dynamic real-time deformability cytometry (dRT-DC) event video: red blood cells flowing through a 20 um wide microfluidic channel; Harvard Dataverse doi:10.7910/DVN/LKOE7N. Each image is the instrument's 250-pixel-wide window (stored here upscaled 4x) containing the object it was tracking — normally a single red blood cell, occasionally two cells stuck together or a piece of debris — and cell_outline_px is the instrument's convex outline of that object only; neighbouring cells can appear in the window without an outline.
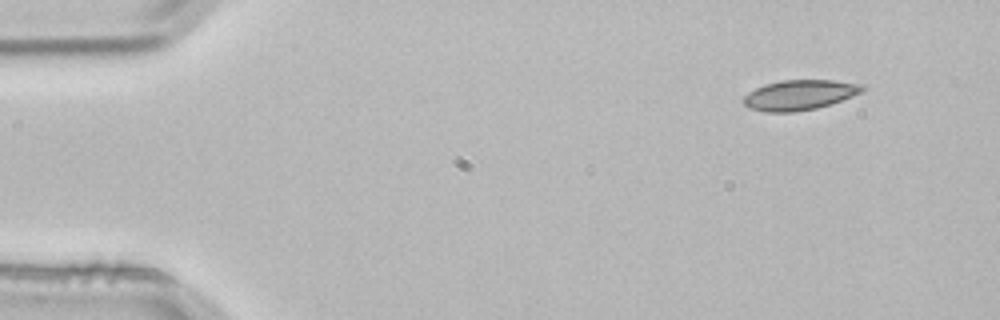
{"species": "common noctule bat (a hibernating species)", "species_latin": "Nyctalus noctula", "temperature_condition": "room temperature", "stored_images_in_passage": 3, "camera_frame_rate_fps": 3000, "um_per_image_px": 0.085, "animal": {"sex": "male", "body_mass_g": 21.5, "forearm_length_mm": 52.0}, "frame": {"image": 1, "passage_image": 1, "time_ms": 0.0, "image_size_px": [1000, 320], "cell_outline_px": [[864, 92], [832, 104], [816, 108], [792, 112], [764, 112], [748, 108], [744, 104], [744, 96], [748, 92], [764, 84], [780, 80], [836, 80], [864, 84]], "centroid_in_image_um": [67.99, 8.06], "position_along_channel_um": 17.0, "area_um2": 21.1}}
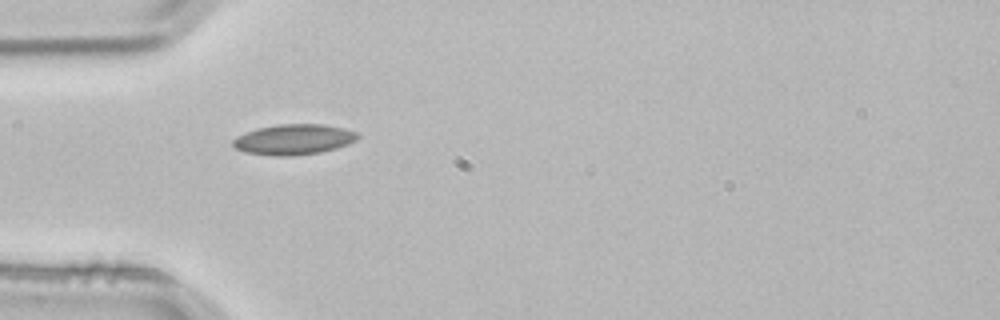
{"frame": {"image": 2, "passage_image": 3, "time_ms": 0.667, "image_size_px": [1000, 320], "cell_outline_px": [[360, 136], [356, 140], [348, 144], [336, 148], [320, 152], [292, 156], [272, 156], [244, 152], [236, 148], [232, 144], [232, 140], [236, 136], [256, 128], [280, 124], [324, 124], [344, 128], [360, 132]], "centroid_in_image_um": [24.98, 11.85], "position_along_channel_um": 60.0, "area_um2": 22.37}}